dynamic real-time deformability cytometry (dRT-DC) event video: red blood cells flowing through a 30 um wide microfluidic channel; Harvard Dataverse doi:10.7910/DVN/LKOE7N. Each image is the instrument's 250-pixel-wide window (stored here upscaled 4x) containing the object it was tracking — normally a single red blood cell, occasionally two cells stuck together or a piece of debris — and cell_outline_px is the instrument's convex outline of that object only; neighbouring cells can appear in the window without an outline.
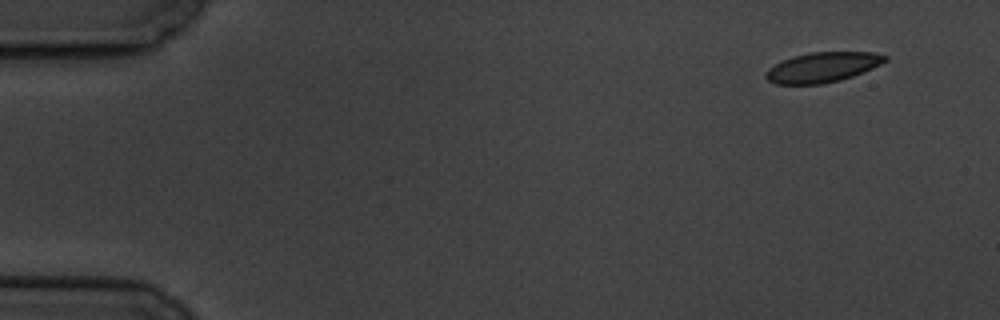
{"species": "common noctule bat (a hibernating species)", "species_latin": "Nyctalus noctula", "temperature_condition": "cold", "stored_images_in_passage": 7, "camera_frame_rate_fps": 3000, "um_per_image_px": 0.085, "animal": {"sex": "male", "body_mass_g": 19.5, "forearm_length_mm": 54.6}, "frame": {"image": 1, "passage_image": 1, "time_ms": 0.0, "image_size_px": [1000, 320], "cell_outline_px": [[888, 60], [864, 72], [840, 80], [820, 84], [776, 84], [768, 80], [764, 76], [764, 72], [768, 68], [780, 60], [792, 56], [812, 52], [872, 52], [888, 56]], "centroid_in_image_um": [69.88, 5.71], "position_along_channel_um": 15.1, "area_um2": 20.98}}
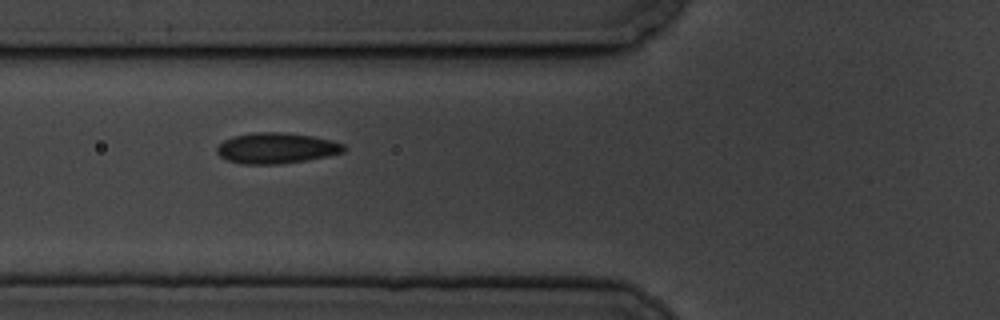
{"frame": {"image": 2, "passage_image": 6, "time_ms": 6.0, "image_size_px": [1000, 320], "cell_outline_px": [[348, 148], [344, 152], [328, 156], [280, 164], [240, 164], [228, 160], [220, 156], [216, 152], [216, 148], [224, 140], [232, 136], [252, 132], [284, 132], [312, 136], [332, 140], [344, 144]], "centroid_in_image_um": [23.5, 12.58], "position_along_channel_um": 102.3, "area_um2": 22.89}}
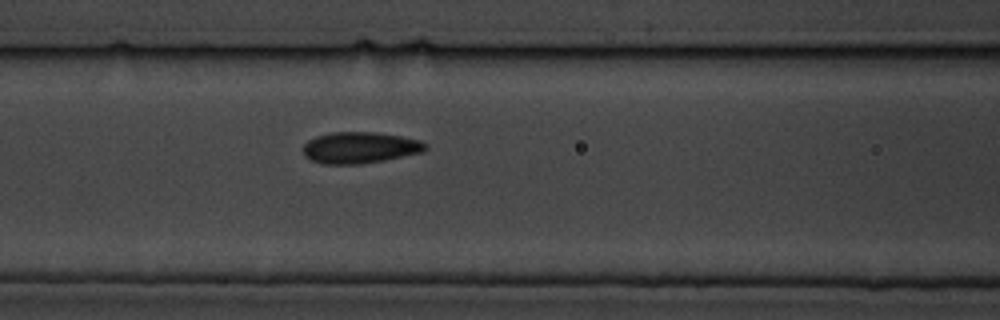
{"frame": {"image": 3, "passage_image": 7, "time_ms": 7.0, "image_size_px": [1000, 320], "cell_outline_px": [[428, 148], [424, 152], [384, 160], [360, 164], [324, 164], [312, 160], [304, 156], [304, 144], [308, 140], [316, 136], [332, 132], [376, 132], [400, 136], [420, 140], [428, 144]], "centroid_in_image_um": [30.62, 12.55], "position_along_channel_um": 136.0, "area_um2": 22.43}}